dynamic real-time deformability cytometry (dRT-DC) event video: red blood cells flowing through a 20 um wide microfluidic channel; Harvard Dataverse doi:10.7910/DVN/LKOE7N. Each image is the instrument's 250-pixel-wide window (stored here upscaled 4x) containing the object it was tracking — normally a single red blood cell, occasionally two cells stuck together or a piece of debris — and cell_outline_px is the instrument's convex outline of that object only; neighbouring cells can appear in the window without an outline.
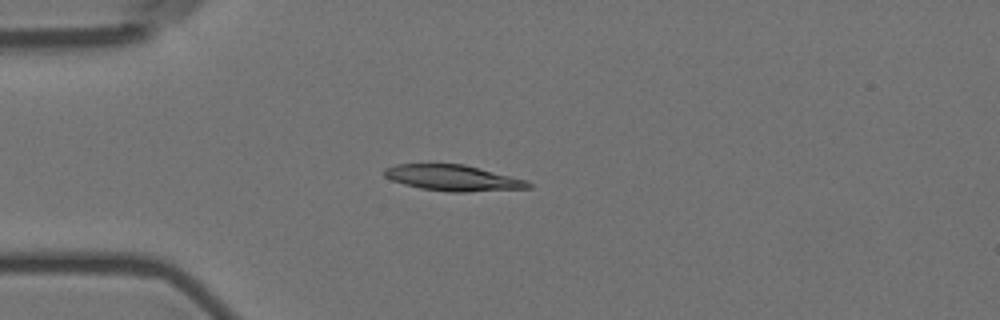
{"species": "Egyptian fruit bat (a non-hibernating species)", "species_latin": "Rousettus aegyptiacus", "temperature_condition": "room temperature", "stored_images_in_passage": 6, "camera_frame_rate_fps": 3000, "um_per_image_px": 0.085, "animal": {"sex": "female"}, "frame": {"image": 1, "passage_image": 4, "time_ms": 1.0, "image_size_px": [1000, 320], "cell_outline_px": [[532, 188], [468, 192], [448, 192], [420, 188], [404, 184], [392, 180], [384, 176], [384, 168], [396, 164], [464, 164], [528, 180], [532, 184]], "centroid_in_image_um": [38.54, 15.13], "position_along_channel_um": 46.5, "area_um2": 21.85}}
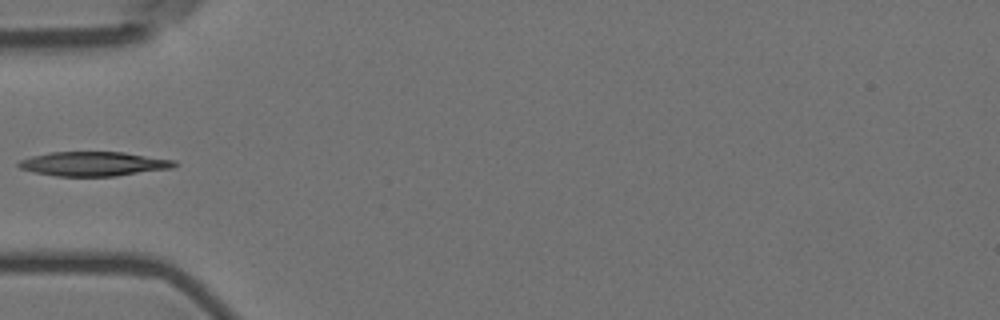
{"frame": {"image": 2, "passage_image": 5, "time_ms": 1.333, "image_size_px": [1000, 320], "cell_outline_px": [[180, 164], [172, 168], [116, 176], [56, 176], [36, 172], [20, 168], [16, 164], [20, 160], [32, 156], [52, 152], [124, 152], [176, 160]], "centroid_in_image_um": [8.01, 13.92], "position_along_channel_um": 77.0, "area_um2": 22.08}}
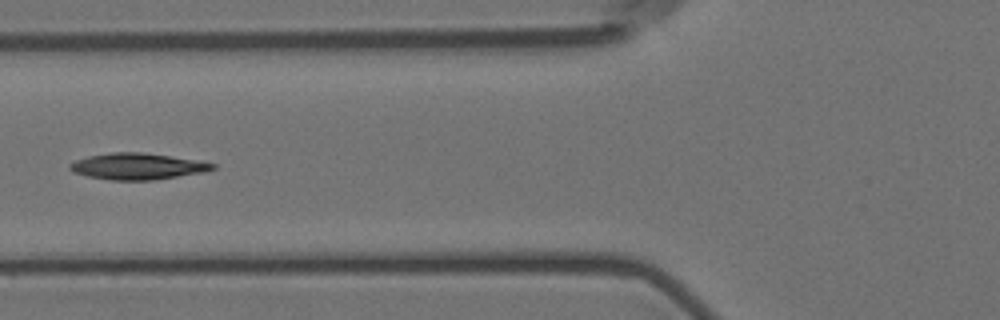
{"frame": {"image": 3, "passage_image": 6, "time_ms": 1.667, "image_size_px": [1000, 320], "cell_outline_px": [[216, 168], [204, 172], [152, 180], [112, 180], [88, 176], [72, 172], [68, 168], [68, 164], [76, 160], [88, 156], [112, 152], [144, 152], [196, 160], [216, 164]], "centroid_in_image_um": [11.66, 14.13], "position_along_channel_um": 114.1, "area_um2": 21.85}}